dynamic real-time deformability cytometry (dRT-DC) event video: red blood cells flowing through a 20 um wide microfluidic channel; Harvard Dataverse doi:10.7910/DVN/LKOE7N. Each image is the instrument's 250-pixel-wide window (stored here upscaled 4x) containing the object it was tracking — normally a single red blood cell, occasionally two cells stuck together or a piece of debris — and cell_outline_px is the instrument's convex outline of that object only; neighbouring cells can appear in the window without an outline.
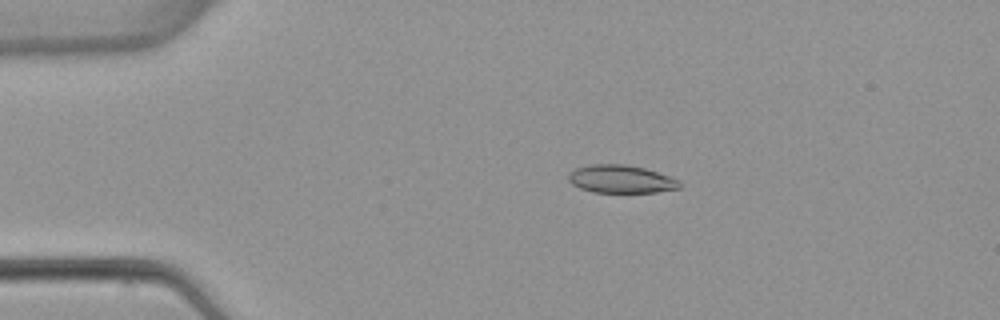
{"species": "common noctule bat (a hibernating species)", "species_latin": "Nyctalus noctula", "temperature_condition": "warm", "stored_images_in_passage": 6, "camera_frame_rate_fps": 3000, "um_per_image_px": 0.085, "animal": {"sex": "female", "body_mass_g": 22.7, "forearm_length_mm": 54.2}, "frame": {"image": 1, "passage_image": 3, "time_ms": 3.333, "image_size_px": [1000, 320], "cell_outline_px": [[680, 188], [656, 192], [592, 192], [580, 188], [572, 184], [568, 180], [568, 172], [576, 168], [592, 164], [624, 164], [644, 168], [680, 180]], "centroid_in_image_um": [52.75, 15.22], "position_along_channel_um": 32.2, "area_um2": 18.03}}
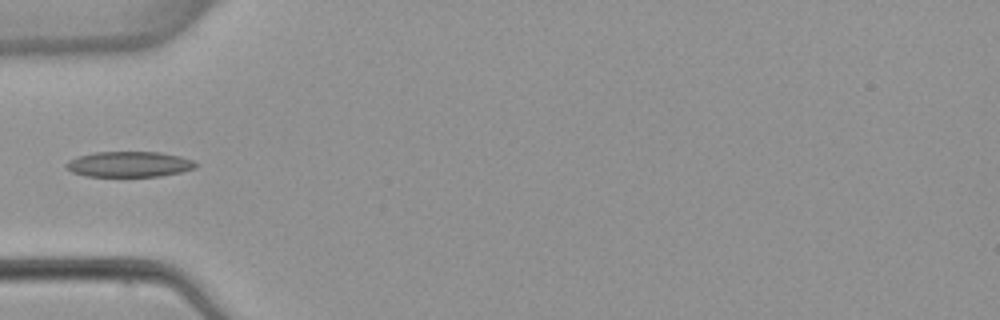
{"frame": {"image": 2, "passage_image": 5, "time_ms": 5.667, "image_size_px": [1000, 320], "cell_outline_px": [[196, 168], [180, 172], [160, 176], [84, 176], [72, 172], [64, 164], [68, 160], [92, 152], [160, 152], [180, 156], [192, 160], [196, 164]], "centroid_in_image_um": [10.96, 13.96], "position_along_channel_um": 74.0, "area_um2": 19.19}}
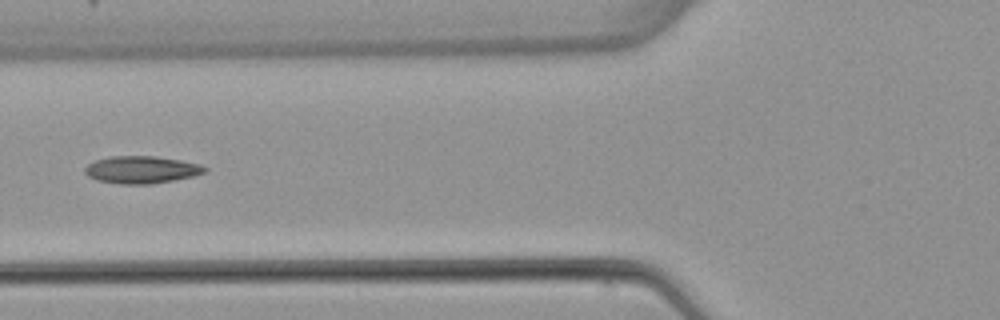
{"frame": {"image": 3, "passage_image": 6, "time_ms": 6.667, "image_size_px": [1000, 320], "cell_outline_px": [[208, 168], [204, 172], [192, 176], [152, 184], [120, 184], [96, 180], [88, 176], [84, 172], [84, 168], [88, 164], [96, 160], [112, 156], [156, 156], [180, 160], [200, 164]], "centroid_in_image_um": [12.0, 14.42], "position_along_channel_um": 113.8, "area_um2": 19.02}}